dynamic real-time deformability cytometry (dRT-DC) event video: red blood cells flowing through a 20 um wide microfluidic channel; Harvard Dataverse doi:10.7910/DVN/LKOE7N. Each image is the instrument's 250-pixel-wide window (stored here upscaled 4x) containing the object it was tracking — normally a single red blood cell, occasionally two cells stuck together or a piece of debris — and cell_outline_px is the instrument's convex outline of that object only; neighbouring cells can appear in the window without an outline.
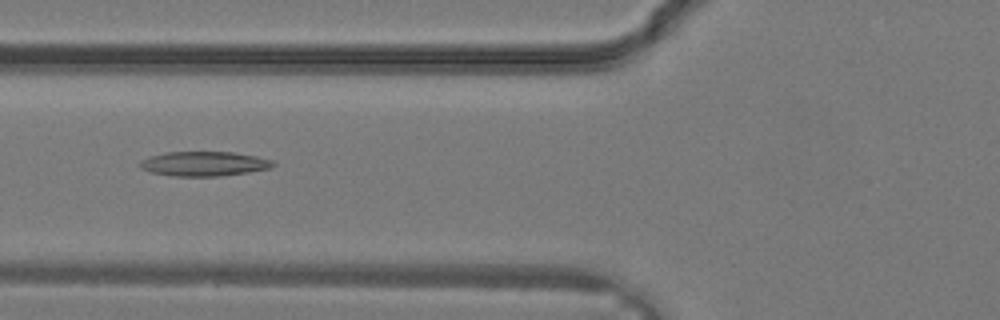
{"species": "common noctule bat (a hibernating species)", "species_latin": "Nyctalus noctula", "temperature_condition": "warm", "stored_images_in_passage": 32, "camera_frame_rate_fps": 3000, "um_per_image_px": 0.085, "animal": {"sex": "male", "body_mass_g": 19.2, "forearm_length_mm": 51.8}, "frame": {"image": 1, "passage_image": 12, "time_ms": 3.667, "image_size_px": [1000, 320], "cell_outline_px": [[276, 164], [272, 168], [248, 172], [220, 176], [172, 176], [148, 172], [140, 168], [140, 160], [148, 156], [168, 152], [232, 152], [256, 156], [272, 160]], "centroid_in_image_um": [17.32, 13.92], "position_along_channel_um": 108.5, "area_um2": 19.19}}
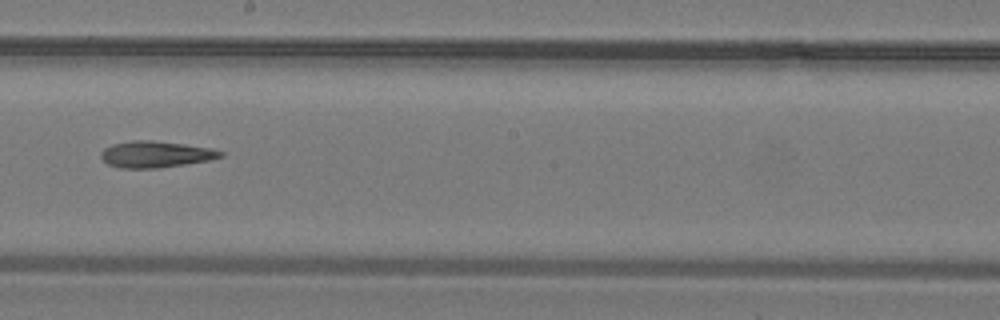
{"frame": {"image": 2, "passage_image": 18, "time_ms": 5.667, "image_size_px": [1000, 320], "cell_outline_px": [[224, 156], [208, 160], [160, 168], [120, 168], [108, 164], [100, 156], [100, 152], [104, 148], [112, 144], [132, 140], [152, 140], [184, 144], [212, 148], [224, 152]], "centroid_in_image_um": [13.22, 13.11], "position_along_channel_um": 235.0, "area_um2": 18.44}}
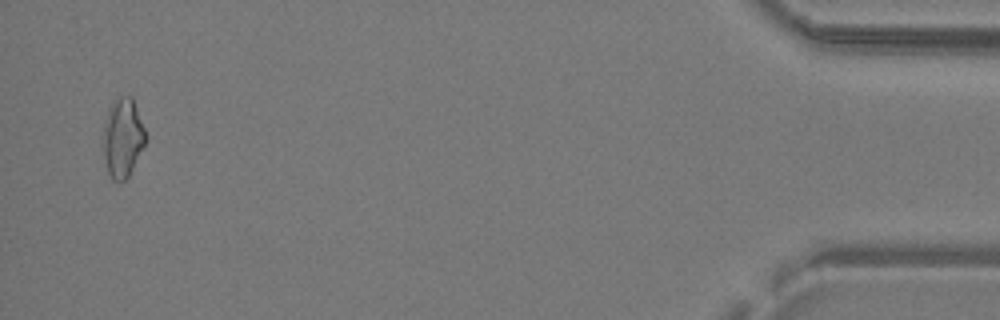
{"frame": {"image": 3, "passage_image": 31, "time_ms": 10.0, "image_size_px": [1000, 320], "cell_outline_px": [[148, 140], [128, 176], [120, 184], [112, 180], [108, 172], [104, 156], [100, 136], [104, 120], [112, 100], [120, 96], [132, 96], [148, 136]], "centroid_in_image_um": [10.41, 11.7], "position_along_channel_um": 424.8, "area_um2": 20.35}}